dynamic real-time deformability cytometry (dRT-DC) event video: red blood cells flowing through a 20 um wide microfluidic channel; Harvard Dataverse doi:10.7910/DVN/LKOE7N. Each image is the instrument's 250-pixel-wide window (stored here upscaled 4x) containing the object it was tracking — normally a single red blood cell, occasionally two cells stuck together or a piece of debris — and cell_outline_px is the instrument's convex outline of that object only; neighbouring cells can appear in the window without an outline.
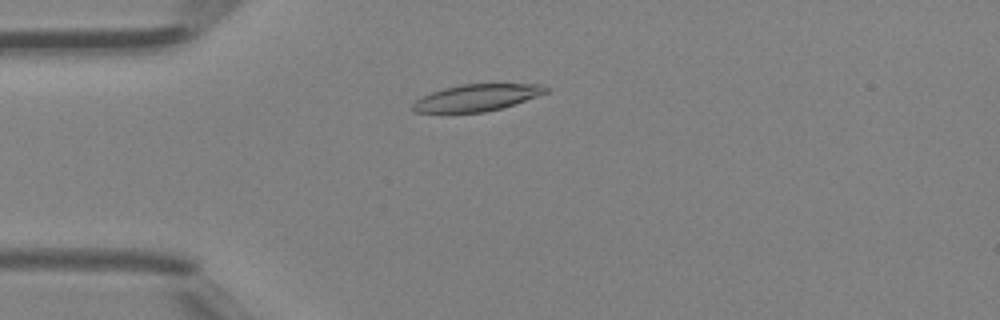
{"species": "Egyptian fruit bat (a non-hibernating species)", "species_latin": "Rousettus aegyptiacus", "temperature_condition": "room temperature", "stored_images_in_passage": 2, "camera_frame_rate_fps": 3000, "um_per_image_px": 0.085, "animal": {"sex": "female"}, "frame": {"image": 1, "passage_image": 2, "time_ms": 0.333, "image_size_px": [1000, 320], "cell_outline_px": [[548, 92], [516, 104], [484, 112], [412, 112], [412, 104], [416, 100], [432, 92], [444, 88], [460, 84], [544, 84], [548, 88]], "centroid_in_image_um": [40.55, 8.29], "position_along_channel_um": 44.4, "area_um2": 20.63}}